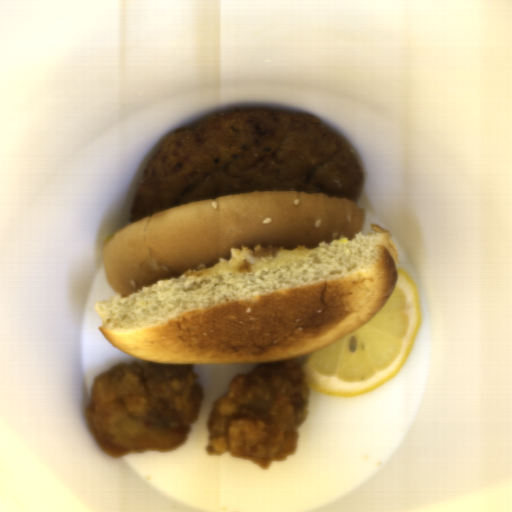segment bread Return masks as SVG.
Instances as JSON below:
<instances>
[{
  "label": "bread",
  "mask_w": 512,
  "mask_h": 512,
  "mask_svg": "<svg viewBox=\"0 0 512 512\" xmlns=\"http://www.w3.org/2000/svg\"><path fill=\"white\" fill-rule=\"evenodd\" d=\"M349 197L254 191L174 206L102 244L99 331L138 361L263 365L370 323L395 290L392 232Z\"/></svg>",
  "instance_id": "obj_1"
}]
</instances>
